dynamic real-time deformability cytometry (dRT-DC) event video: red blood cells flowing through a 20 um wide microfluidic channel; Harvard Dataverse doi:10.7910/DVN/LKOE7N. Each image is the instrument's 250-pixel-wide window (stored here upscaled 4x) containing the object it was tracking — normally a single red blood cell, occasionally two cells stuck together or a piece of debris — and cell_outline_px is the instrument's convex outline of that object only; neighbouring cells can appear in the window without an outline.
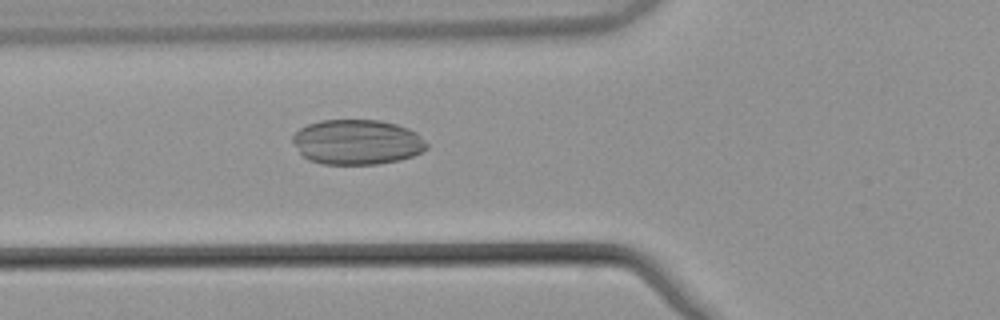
{"species": "common noctule bat (a hibernating species)", "species_latin": "Nyctalus noctula", "temperature_condition": "warm", "stored_images_in_passage": 53, "camera_frame_rate_fps": 3000, "um_per_image_px": 0.085, "animal": {"sex": "male", "body_mass_g": 21.5, "forearm_length_mm": 52.0}, "frame": {"image": 1, "passage_image": 20, "time_ms": 6.333, "image_size_px": [1000, 320], "cell_outline_px": [[428, 148], [412, 156], [400, 160], [376, 164], [320, 164], [308, 160], [300, 152], [292, 140], [292, 136], [300, 128], [308, 124], [320, 120], [380, 120], [396, 124], [408, 128], [416, 132], [428, 144]], "centroid_in_image_um": [30.35, 12.07], "position_along_channel_um": 95.4, "area_um2": 35.2}}
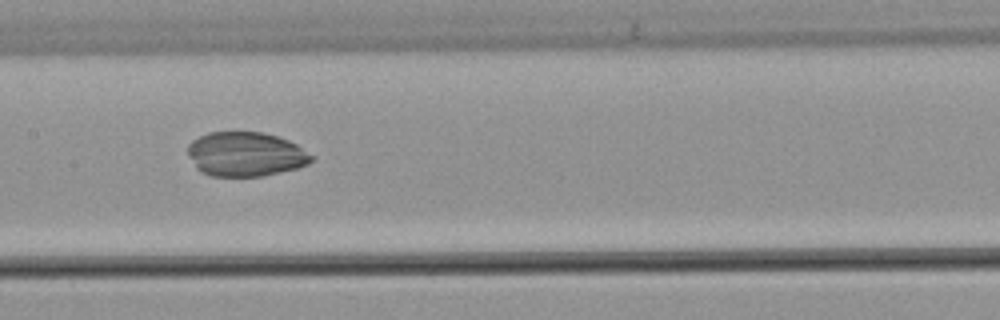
{"frame": {"image": 2, "passage_image": 27, "time_ms": 8.667, "image_size_px": [1000, 320], "cell_outline_px": [[316, 156], [308, 164], [296, 168], [264, 176], [208, 176], [200, 172], [196, 168], [188, 156], [188, 144], [192, 140], [208, 132], [264, 132], [288, 140], [296, 144]], "centroid_in_image_um": [20.87, 13.11], "position_along_channel_um": 186.5, "area_um2": 32.25}}
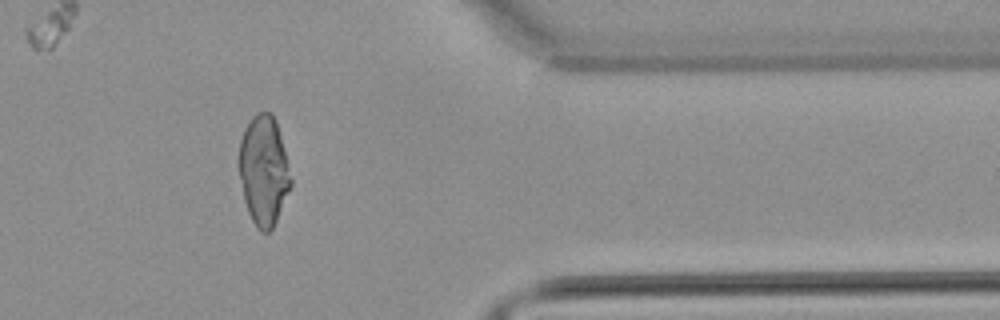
{"frame": {"image": 3, "passage_image": 44, "time_ms": 14.333, "image_size_px": [1000, 320], "cell_outline_px": [[292, 184], [276, 220], [272, 228], [268, 232], [260, 232], [256, 228], [248, 212], [244, 200], [236, 164], [236, 160], [240, 140], [244, 128], [252, 116], [256, 112], [272, 112], [276, 120], [292, 180]], "centroid_in_image_um": [22.37, 14.47], "position_along_channel_um": 389.0, "area_um2": 33.52}}